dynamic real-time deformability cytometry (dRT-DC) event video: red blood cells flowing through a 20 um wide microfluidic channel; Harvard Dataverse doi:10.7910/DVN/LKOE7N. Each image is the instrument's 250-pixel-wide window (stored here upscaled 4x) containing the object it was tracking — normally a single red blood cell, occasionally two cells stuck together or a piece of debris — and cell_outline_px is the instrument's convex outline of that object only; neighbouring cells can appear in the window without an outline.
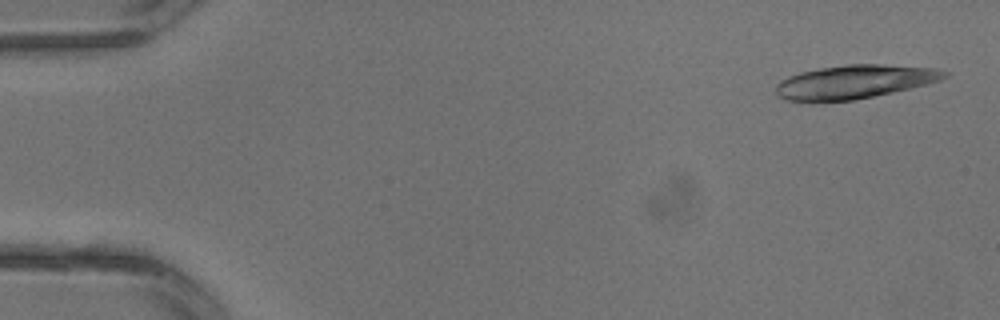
{"species": "common noctule bat (a hibernating species)", "species_latin": "Nyctalus noctula", "temperature_condition": "warm", "stored_images_in_passage": 3, "camera_frame_rate_fps": 3000, "um_per_image_px": 0.085, "animal": {"sex": "male", "body_mass_g": 13.3}, "frame": {"image": 1, "passage_image": 1, "time_ms": 0.0, "image_size_px": [1000, 320], "cell_outline_px": [[948, 76], [940, 80], [892, 92], [856, 100], [784, 100], [776, 96], [776, 84], [780, 80], [788, 76], [800, 72], [820, 68], [848, 64], [884, 64], [936, 68], [948, 72]], "centroid_in_image_um": [72.62, 6.94], "position_along_channel_um": 12.4, "area_um2": 32.71}}